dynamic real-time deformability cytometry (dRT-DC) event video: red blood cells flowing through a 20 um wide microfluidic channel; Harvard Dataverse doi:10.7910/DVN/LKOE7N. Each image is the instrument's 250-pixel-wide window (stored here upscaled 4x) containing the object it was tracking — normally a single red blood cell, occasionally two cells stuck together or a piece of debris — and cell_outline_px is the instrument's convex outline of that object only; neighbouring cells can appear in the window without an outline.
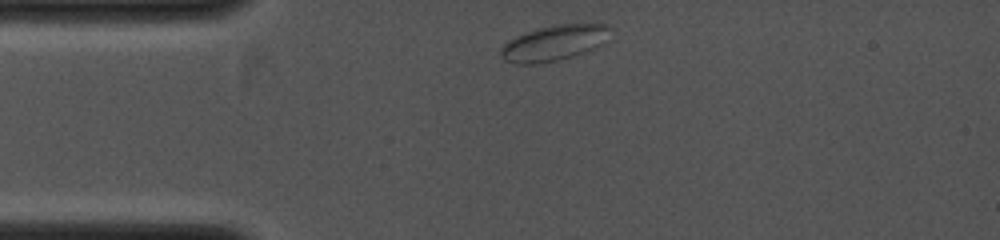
{"species": "common noctule bat (a hibernating species)", "species_latin": "Nyctalus noctula", "temperature_condition": "cold", "stored_images_in_passage": 31, "camera_frame_rate_fps": 4000, "um_per_image_px": 0.085, "animal": {"sex": "female", "body_mass_g": 19.0, "forearm_length_mm": 53.3}, "frame": {"image": 1, "passage_image": 1, "time_ms": 0.0, "image_size_px": [1000, 240], "cell_outline_px": [[612, 40], [596, 48], [572, 56], [556, 60], [536, 64], [516, 64], [500, 56], [500, 48], [504, 44], [516, 36], [540, 28], [556, 24], [608, 24]], "centroid_in_image_um": [47.17, 3.65], "position_along_channel_um": 37.8, "area_um2": 22.66}}
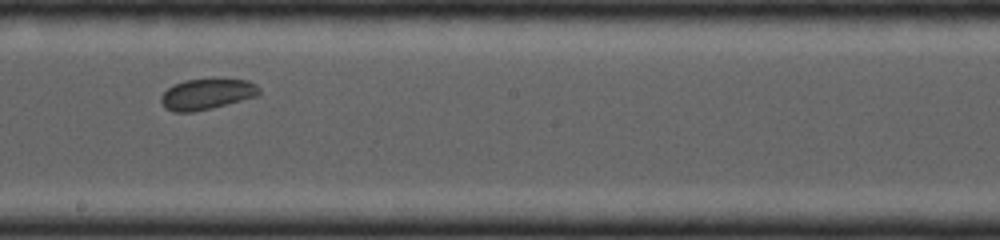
{"frame": {"image": 2, "passage_image": 17, "time_ms": 4.25, "image_size_px": [1000, 240], "cell_outline_px": [[260, 92], [256, 96], [212, 108], [192, 112], [172, 112], [164, 108], [160, 100], [160, 96], [168, 88], [184, 80], [248, 80], [256, 84], [260, 88]], "centroid_in_image_um": [17.55, 8.02], "position_along_channel_um": 230.7, "area_um2": 17.34}}
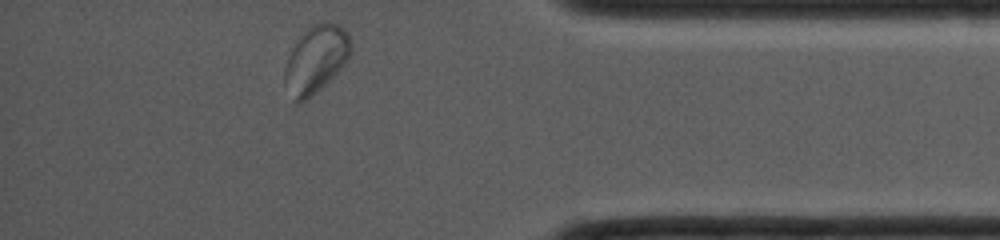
{"frame": {"image": 3, "passage_image": 31, "time_ms": 8.0, "image_size_px": [1000, 240], "cell_outline_px": [[352, 52], [348, 60], [320, 88], [300, 104], [296, 104], [284, 84], [284, 68], [288, 56], [292, 48], [304, 32], [308, 28], [316, 24], [340, 24], [348, 32], [352, 44]], "centroid_in_image_um": [26.86, 5.05], "position_along_channel_um": 408.3, "area_um2": 25.61}}